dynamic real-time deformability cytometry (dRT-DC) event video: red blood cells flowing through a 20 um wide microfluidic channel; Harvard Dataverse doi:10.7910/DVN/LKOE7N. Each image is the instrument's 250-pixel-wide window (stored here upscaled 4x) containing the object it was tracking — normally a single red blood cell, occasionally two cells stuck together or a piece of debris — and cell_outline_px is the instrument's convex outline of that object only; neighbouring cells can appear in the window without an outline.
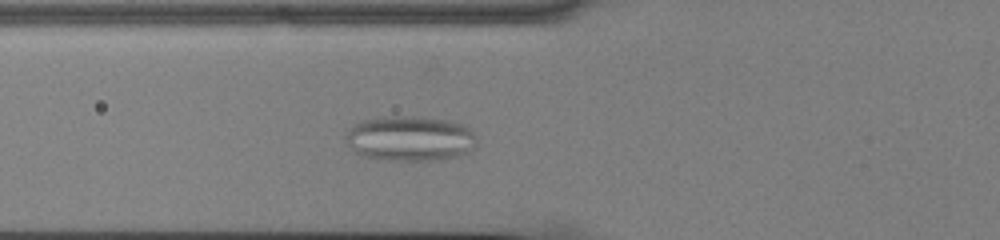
{"species": "common noctule bat (a hibernating species)", "species_latin": "Nyctalus noctula", "temperature_condition": "cold", "stored_images_in_passage": 49, "camera_frame_rate_fps": 3000, "um_per_image_px": 0.085, "animal": {"sex": "male", "body_mass_g": 13.0, "forearm_length_mm": 53.1}, "frame": {"image": 1, "passage_image": 14, "time_ms": 4.333, "image_size_px": [1000, 240], "cell_outline_px": [[476, 144], [468, 152], [460, 156], [440, 160], [380, 160], [364, 156], [356, 152], [348, 144], [344, 136], [348, 128], [364, 120], [380, 116], [420, 116], [448, 120], [464, 124], [472, 132], [476, 140]], "centroid_in_image_um": [34.85, 11.76], "position_along_channel_um": 91.0, "area_um2": 34.8}}
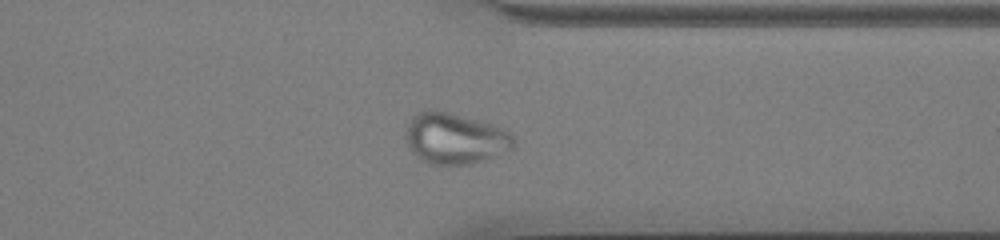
{"frame": {"image": 2, "passage_image": 37, "time_ms": 12.0, "image_size_px": [1000, 240], "cell_outline_px": [[512, 148], [484, 160], [468, 164], [428, 164], [416, 156], [408, 148], [404, 136], [408, 124], [412, 116], [428, 108], [448, 112], [480, 120], [504, 128], [512, 132]], "centroid_in_image_um": [38.62, 11.75], "position_along_channel_um": 372.8, "area_um2": 32.14}}
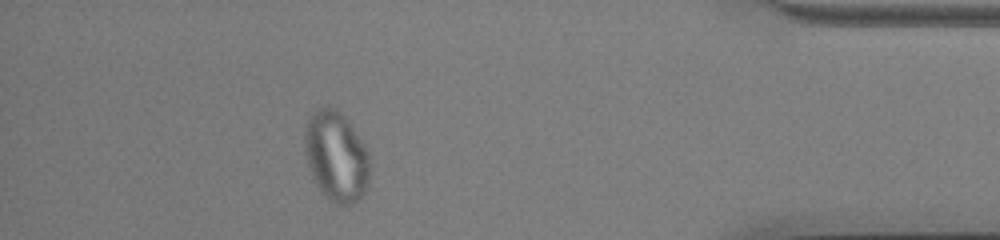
{"frame": {"image": 3, "passage_image": 43, "time_ms": 14.0, "image_size_px": [1000, 240], "cell_outline_px": [[372, 164], [368, 184], [364, 192], [356, 204], [344, 208], [328, 200], [324, 196], [316, 184], [312, 176], [308, 164], [304, 148], [304, 128], [308, 116], [316, 108], [328, 104], [336, 108], [344, 116], [364, 144], [368, 152]], "centroid_in_image_um": [28.58, 13.31], "position_along_channel_um": 406.6, "area_um2": 35.26}}